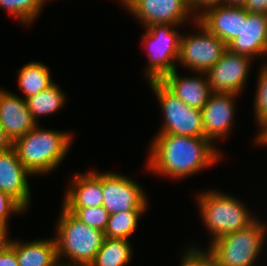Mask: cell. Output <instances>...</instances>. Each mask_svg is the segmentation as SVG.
Returning a JSON list of instances; mask_svg holds the SVG:
<instances>
[{
    "label": "cell",
    "instance_id": "obj_1",
    "mask_svg": "<svg viewBox=\"0 0 267 266\" xmlns=\"http://www.w3.org/2000/svg\"><path fill=\"white\" fill-rule=\"evenodd\" d=\"M212 143L205 137L157 133L150 145L147 170L176 179L191 176L221 159Z\"/></svg>",
    "mask_w": 267,
    "mask_h": 266
},
{
    "label": "cell",
    "instance_id": "obj_2",
    "mask_svg": "<svg viewBox=\"0 0 267 266\" xmlns=\"http://www.w3.org/2000/svg\"><path fill=\"white\" fill-rule=\"evenodd\" d=\"M72 135L66 132L40 129L36 125L18 138L13 147L22 165L32 174L51 173L67 155Z\"/></svg>",
    "mask_w": 267,
    "mask_h": 266
},
{
    "label": "cell",
    "instance_id": "obj_3",
    "mask_svg": "<svg viewBox=\"0 0 267 266\" xmlns=\"http://www.w3.org/2000/svg\"><path fill=\"white\" fill-rule=\"evenodd\" d=\"M56 230L58 260L65 256L70 260V264L61 262L60 266H89L104 240V232L89 227L64 207Z\"/></svg>",
    "mask_w": 267,
    "mask_h": 266
},
{
    "label": "cell",
    "instance_id": "obj_4",
    "mask_svg": "<svg viewBox=\"0 0 267 266\" xmlns=\"http://www.w3.org/2000/svg\"><path fill=\"white\" fill-rule=\"evenodd\" d=\"M267 225L256 219L248 227L212 240L205 251L216 266H254L262 251Z\"/></svg>",
    "mask_w": 267,
    "mask_h": 266
},
{
    "label": "cell",
    "instance_id": "obj_5",
    "mask_svg": "<svg viewBox=\"0 0 267 266\" xmlns=\"http://www.w3.org/2000/svg\"><path fill=\"white\" fill-rule=\"evenodd\" d=\"M198 195L200 214L212 240L242 230L256 220L240 200L228 194L209 190Z\"/></svg>",
    "mask_w": 267,
    "mask_h": 266
},
{
    "label": "cell",
    "instance_id": "obj_6",
    "mask_svg": "<svg viewBox=\"0 0 267 266\" xmlns=\"http://www.w3.org/2000/svg\"><path fill=\"white\" fill-rule=\"evenodd\" d=\"M173 24H153L146 28L141 37L145 48L149 51V63L146 67L148 81L161 80L173 72L179 59L180 34L174 30Z\"/></svg>",
    "mask_w": 267,
    "mask_h": 266
},
{
    "label": "cell",
    "instance_id": "obj_7",
    "mask_svg": "<svg viewBox=\"0 0 267 266\" xmlns=\"http://www.w3.org/2000/svg\"><path fill=\"white\" fill-rule=\"evenodd\" d=\"M164 114L159 133L188 137H204L202 111L191 108L172 93L160 80L149 81Z\"/></svg>",
    "mask_w": 267,
    "mask_h": 266
},
{
    "label": "cell",
    "instance_id": "obj_8",
    "mask_svg": "<svg viewBox=\"0 0 267 266\" xmlns=\"http://www.w3.org/2000/svg\"><path fill=\"white\" fill-rule=\"evenodd\" d=\"M194 22L201 29L200 33L181 35L178 61L193 72L206 73L221 59L227 45L200 24L197 18Z\"/></svg>",
    "mask_w": 267,
    "mask_h": 266
},
{
    "label": "cell",
    "instance_id": "obj_9",
    "mask_svg": "<svg viewBox=\"0 0 267 266\" xmlns=\"http://www.w3.org/2000/svg\"><path fill=\"white\" fill-rule=\"evenodd\" d=\"M117 172L102 173V206L109 214L128 211H146L148 202L142 187Z\"/></svg>",
    "mask_w": 267,
    "mask_h": 266
},
{
    "label": "cell",
    "instance_id": "obj_10",
    "mask_svg": "<svg viewBox=\"0 0 267 266\" xmlns=\"http://www.w3.org/2000/svg\"><path fill=\"white\" fill-rule=\"evenodd\" d=\"M124 5L145 27L153 24H173L176 27L194 15L189 0H128Z\"/></svg>",
    "mask_w": 267,
    "mask_h": 266
},
{
    "label": "cell",
    "instance_id": "obj_11",
    "mask_svg": "<svg viewBox=\"0 0 267 266\" xmlns=\"http://www.w3.org/2000/svg\"><path fill=\"white\" fill-rule=\"evenodd\" d=\"M251 58L226 49L207 72L212 92L239 94L248 78Z\"/></svg>",
    "mask_w": 267,
    "mask_h": 266
},
{
    "label": "cell",
    "instance_id": "obj_12",
    "mask_svg": "<svg viewBox=\"0 0 267 266\" xmlns=\"http://www.w3.org/2000/svg\"><path fill=\"white\" fill-rule=\"evenodd\" d=\"M235 97L234 93L213 92L201 109L204 137L211 142L229 135L236 111Z\"/></svg>",
    "mask_w": 267,
    "mask_h": 266
},
{
    "label": "cell",
    "instance_id": "obj_13",
    "mask_svg": "<svg viewBox=\"0 0 267 266\" xmlns=\"http://www.w3.org/2000/svg\"><path fill=\"white\" fill-rule=\"evenodd\" d=\"M29 175L32 174L22 165L14 147L0 153V191L10 195L24 209L31 199Z\"/></svg>",
    "mask_w": 267,
    "mask_h": 266
},
{
    "label": "cell",
    "instance_id": "obj_14",
    "mask_svg": "<svg viewBox=\"0 0 267 266\" xmlns=\"http://www.w3.org/2000/svg\"><path fill=\"white\" fill-rule=\"evenodd\" d=\"M248 12L242 6L218 5L208 8L197 17V21L226 45L239 36L242 20Z\"/></svg>",
    "mask_w": 267,
    "mask_h": 266
},
{
    "label": "cell",
    "instance_id": "obj_15",
    "mask_svg": "<svg viewBox=\"0 0 267 266\" xmlns=\"http://www.w3.org/2000/svg\"><path fill=\"white\" fill-rule=\"evenodd\" d=\"M227 49L251 59L267 55V14L248 13L239 36L227 44Z\"/></svg>",
    "mask_w": 267,
    "mask_h": 266
},
{
    "label": "cell",
    "instance_id": "obj_16",
    "mask_svg": "<svg viewBox=\"0 0 267 266\" xmlns=\"http://www.w3.org/2000/svg\"><path fill=\"white\" fill-rule=\"evenodd\" d=\"M0 124L13 143L37 125L25 99L3 89L0 90Z\"/></svg>",
    "mask_w": 267,
    "mask_h": 266
},
{
    "label": "cell",
    "instance_id": "obj_17",
    "mask_svg": "<svg viewBox=\"0 0 267 266\" xmlns=\"http://www.w3.org/2000/svg\"><path fill=\"white\" fill-rule=\"evenodd\" d=\"M198 75L200 77H196V75L187 78L181 77L177 74V69H175L160 81L185 104L191 108L201 110L213 92L208 83L206 73L199 72Z\"/></svg>",
    "mask_w": 267,
    "mask_h": 266
},
{
    "label": "cell",
    "instance_id": "obj_18",
    "mask_svg": "<svg viewBox=\"0 0 267 266\" xmlns=\"http://www.w3.org/2000/svg\"><path fill=\"white\" fill-rule=\"evenodd\" d=\"M72 186L65 192L62 207L86 208L98 207L103 203L102 173L90 171L89 173L76 174Z\"/></svg>",
    "mask_w": 267,
    "mask_h": 266
},
{
    "label": "cell",
    "instance_id": "obj_19",
    "mask_svg": "<svg viewBox=\"0 0 267 266\" xmlns=\"http://www.w3.org/2000/svg\"><path fill=\"white\" fill-rule=\"evenodd\" d=\"M19 266H60L55 238L17 242L11 240Z\"/></svg>",
    "mask_w": 267,
    "mask_h": 266
},
{
    "label": "cell",
    "instance_id": "obj_20",
    "mask_svg": "<svg viewBox=\"0 0 267 266\" xmlns=\"http://www.w3.org/2000/svg\"><path fill=\"white\" fill-rule=\"evenodd\" d=\"M18 72V87L29 98L53 85L48 67L42 62H29Z\"/></svg>",
    "mask_w": 267,
    "mask_h": 266
},
{
    "label": "cell",
    "instance_id": "obj_21",
    "mask_svg": "<svg viewBox=\"0 0 267 266\" xmlns=\"http://www.w3.org/2000/svg\"><path fill=\"white\" fill-rule=\"evenodd\" d=\"M131 247L127 239L104 237L99 251L89 266H126L132 256Z\"/></svg>",
    "mask_w": 267,
    "mask_h": 266
},
{
    "label": "cell",
    "instance_id": "obj_22",
    "mask_svg": "<svg viewBox=\"0 0 267 266\" xmlns=\"http://www.w3.org/2000/svg\"><path fill=\"white\" fill-rule=\"evenodd\" d=\"M65 94L57 84L51 85L49 88L26 98V105L33 120L37 123L38 116H47L59 111L65 104Z\"/></svg>",
    "mask_w": 267,
    "mask_h": 266
},
{
    "label": "cell",
    "instance_id": "obj_23",
    "mask_svg": "<svg viewBox=\"0 0 267 266\" xmlns=\"http://www.w3.org/2000/svg\"><path fill=\"white\" fill-rule=\"evenodd\" d=\"M145 211H128L110 214L104 237L127 239L134 233L138 220Z\"/></svg>",
    "mask_w": 267,
    "mask_h": 266
},
{
    "label": "cell",
    "instance_id": "obj_24",
    "mask_svg": "<svg viewBox=\"0 0 267 266\" xmlns=\"http://www.w3.org/2000/svg\"><path fill=\"white\" fill-rule=\"evenodd\" d=\"M45 2L46 0H0V7L26 25L36 19Z\"/></svg>",
    "mask_w": 267,
    "mask_h": 266
},
{
    "label": "cell",
    "instance_id": "obj_25",
    "mask_svg": "<svg viewBox=\"0 0 267 266\" xmlns=\"http://www.w3.org/2000/svg\"><path fill=\"white\" fill-rule=\"evenodd\" d=\"M65 209L89 227L105 231L110 214L103 206Z\"/></svg>",
    "mask_w": 267,
    "mask_h": 266
},
{
    "label": "cell",
    "instance_id": "obj_26",
    "mask_svg": "<svg viewBox=\"0 0 267 266\" xmlns=\"http://www.w3.org/2000/svg\"><path fill=\"white\" fill-rule=\"evenodd\" d=\"M256 96L254 100V114L257 124L260 126L267 121V63L259 71Z\"/></svg>",
    "mask_w": 267,
    "mask_h": 266
},
{
    "label": "cell",
    "instance_id": "obj_27",
    "mask_svg": "<svg viewBox=\"0 0 267 266\" xmlns=\"http://www.w3.org/2000/svg\"><path fill=\"white\" fill-rule=\"evenodd\" d=\"M185 252L180 266H216L214 260L204 250L191 247Z\"/></svg>",
    "mask_w": 267,
    "mask_h": 266
},
{
    "label": "cell",
    "instance_id": "obj_28",
    "mask_svg": "<svg viewBox=\"0 0 267 266\" xmlns=\"http://www.w3.org/2000/svg\"><path fill=\"white\" fill-rule=\"evenodd\" d=\"M24 208L10 195L0 191V224L8 225L11 213H22Z\"/></svg>",
    "mask_w": 267,
    "mask_h": 266
},
{
    "label": "cell",
    "instance_id": "obj_29",
    "mask_svg": "<svg viewBox=\"0 0 267 266\" xmlns=\"http://www.w3.org/2000/svg\"><path fill=\"white\" fill-rule=\"evenodd\" d=\"M218 5H222V0H189V7L191 12H193L194 14V18L195 16L196 18L200 16V14L203 13V11L207 10L208 8ZM195 11L197 12L195 13Z\"/></svg>",
    "mask_w": 267,
    "mask_h": 266
},
{
    "label": "cell",
    "instance_id": "obj_30",
    "mask_svg": "<svg viewBox=\"0 0 267 266\" xmlns=\"http://www.w3.org/2000/svg\"><path fill=\"white\" fill-rule=\"evenodd\" d=\"M242 7L248 13L267 14V0H245Z\"/></svg>",
    "mask_w": 267,
    "mask_h": 266
},
{
    "label": "cell",
    "instance_id": "obj_31",
    "mask_svg": "<svg viewBox=\"0 0 267 266\" xmlns=\"http://www.w3.org/2000/svg\"><path fill=\"white\" fill-rule=\"evenodd\" d=\"M0 266H19L15 250L10 245L0 252Z\"/></svg>",
    "mask_w": 267,
    "mask_h": 266
},
{
    "label": "cell",
    "instance_id": "obj_32",
    "mask_svg": "<svg viewBox=\"0 0 267 266\" xmlns=\"http://www.w3.org/2000/svg\"><path fill=\"white\" fill-rule=\"evenodd\" d=\"M13 142L12 140L7 136L4 129L2 128L0 124V153L6 152L13 148Z\"/></svg>",
    "mask_w": 267,
    "mask_h": 266
},
{
    "label": "cell",
    "instance_id": "obj_33",
    "mask_svg": "<svg viewBox=\"0 0 267 266\" xmlns=\"http://www.w3.org/2000/svg\"><path fill=\"white\" fill-rule=\"evenodd\" d=\"M8 225L0 224V252L5 250L9 245L11 240L8 238Z\"/></svg>",
    "mask_w": 267,
    "mask_h": 266
},
{
    "label": "cell",
    "instance_id": "obj_34",
    "mask_svg": "<svg viewBox=\"0 0 267 266\" xmlns=\"http://www.w3.org/2000/svg\"><path fill=\"white\" fill-rule=\"evenodd\" d=\"M260 131L256 136L255 143H258L259 145H267V121L262 123L260 126Z\"/></svg>",
    "mask_w": 267,
    "mask_h": 266
},
{
    "label": "cell",
    "instance_id": "obj_35",
    "mask_svg": "<svg viewBox=\"0 0 267 266\" xmlns=\"http://www.w3.org/2000/svg\"><path fill=\"white\" fill-rule=\"evenodd\" d=\"M245 0H222L224 6H243Z\"/></svg>",
    "mask_w": 267,
    "mask_h": 266
}]
</instances>
